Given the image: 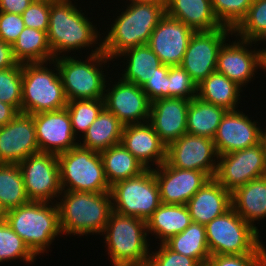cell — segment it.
<instances>
[{
  "label": "cell",
  "instance_id": "obj_12",
  "mask_svg": "<svg viewBox=\"0 0 266 266\" xmlns=\"http://www.w3.org/2000/svg\"><path fill=\"white\" fill-rule=\"evenodd\" d=\"M214 179L227 191L266 176V155L261 144L218 156Z\"/></svg>",
  "mask_w": 266,
  "mask_h": 266
},
{
  "label": "cell",
  "instance_id": "obj_38",
  "mask_svg": "<svg viewBox=\"0 0 266 266\" xmlns=\"http://www.w3.org/2000/svg\"><path fill=\"white\" fill-rule=\"evenodd\" d=\"M266 29V0H253L246 16L233 29L234 36L255 41Z\"/></svg>",
  "mask_w": 266,
  "mask_h": 266
},
{
  "label": "cell",
  "instance_id": "obj_21",
  "mask_svg": "<svg viewBox=\"0 0 266 266\" xmlns=\"http://www.w3.org/2000/svg\"><path fill=\"white\" fill-rule=\"evenodd\" d=\"M257 123L239 109L226 111L213 138L218 156L259 144Z\"/></svg>",
  "mask_w": 266,
  "mask_h": 266
},
{
  "label": "cell",
  "instance_id": "obj_3",
  "mask_svg": "<svg viewBox=\"0 0 266 266\" xmlns=\"http://www.w3.org/2000/svg\"><path fill=\"white\" fill-rule=\"evenodd\" d=\"M95 27L71 0L50 2L47 38L53 57L59 58L61 53L64 56L66 52L80 51L84 47L93 48L98 43L102 45L101 34Z\"/></svg>",
  "mask_w": 266,
  "mask_h": 266
},
{
  "label": "cell",
  "instance_id": "obj_7",
  "mask_svg": "<svg viewBox=\"0 0 266 266\" xmlns=\"http://www.w3.org/2000/svg\"><path fill=\"white\" fill-rule=\"evenodd\" d=\"M22 64L21 112L36 114L66 108V98L59 69L55 60ZM56 71V72H55ZM55 72V73H54Z\"/></svg>",
  "mask_w": 266,
  "mask_h": 266
},
{
  "label": "cell",
  "instance_id": "obj_17",
  "mask_svg": "<svg viewBox=\"0 0 266 266\" xmlns=\"http://www.w3.org/2000/svg\"><path fill=\"white\" fill-rule=\"evenodd\" d=\"M39 152L32 114L19 112L8 124L0 126V163L19 164Z\"/></svg>",
  "mask_w": 266,
  "mask_h": 266
},
{
  "label": "cell",
  "instance_id": "obj_9",
  "mask_svg": "<svg viewBox=\"0 0 266 266\" xmlns=\"http://www.w3.org/2000/svg\"><path fill=\"white\" fill-rule=\"evenodd\" d=\"M62 190L110 192L100 152L80 145L57 155Z\"/></svg>",
  "mask_w": 266,
  "mask_h": 266
},
{
  "label": "cell",
  "instance_id": "obj_28",
  "mask_svg": "<svg viewBox=\"0 0 266 266\" xmlns=\"http://www.w3.org/2000/svg\"><path fill=\"white\" fill-rule=\"evenodd\" d=\"M124 125L115 114L108 111L105 107L98 117L82 135V142L79 145L83 148L101 152L121 143Z\"/></svg>",
  "mask_w": 266,
  "mask_h": 266
},
{
  "label": "cell",
  "instance_id": "obj_27",
  "mask_svg": "<svg viewBox=\"0 0 266 266\" xmlns=\"http://www.w3.org/2000/svg\"><path fill=\"white\" fill-rule=\"evenodd\" d=\"M146 222L147 234H155L162 244L183 232L192 219L186 205L161 204Z\"/></svg>",
  "mask_w": 266,
  "mask_h": 266
},
{
  "label": "cell",
  "instance_id": "obj_15",
  "mask_svg": "<svg viewBox=\"0 0 266 266\" xmlns=\"http://www.w3.org/2000/svg\"><path fill=\"white\" fill-rule=\"evenodd\" d=\"M237 39L239 41L235 40L229 44L226 41L222 45L218 53L216 71L244 87L255 77L258 68L266 71V57L261 49H251V46L256 44L254 41Z\"/></svg>",
  "mask_w": 266,
  "mask_h": 266
},
{
  "label": "cell",
  "instance_id": "obj_34",
  "mask_svg": "<svg viewBox=\"0 0 266 266\" xmlns=\"http://www.w3.org/2000/svg\"><path fill=\"white\" fill-rule=\"evenodd\" d=\"M173 251L194 258L200 265L206 264L210 257L206 239L205 225L192 222L183 232L165 242Z\"/></svg>",
  "mask_w": 266,
  "mask_h": 266
},
{
  "label": "cell",
  "instance_id": "obj_50",
  "mask_svg": "<svg viewBox=\"0 0 266 266\" xmlns=\"http://www.w3.org/2000/svg\"><path fill=\"white\" fill-rule=\"evenodd\" d=\"M260 144H261L262 149L266 155V127H265V129H262V127H260Z\"/></svg>",
  "mask_w": 266,
  "mask_h": 266
},
{
  "label": "cell",
  "instance_id": "obj_6",
  "mask_svg": "<svg viewBox=\"0 0 266 266\" xmlns=\"http://www.w3.org/2000/svg\"><path fill=\"white\" fill-rule=\"evenodd\" d=\"M95 48L86 60L71 55L54 59L68 101L104 98L107 75L102 65L112 60L102 51V45Z\"/></svg>",
  "mask_w": 266,
  "mask_h": 266
},
{
  "label": "cell",
  "instance_id": "obj_53",
  "mask_svg": "<svg viewBox=\"0 0 266 266\" xmlns=\"http://www.w3.org/2000/svg\"><path fill=\"white\" fill-rule=\"evenodd\" d=\"M3 218V214L2 212L0 211V220Z\"/></svg>",
  "mask_w": 266,
  "mask_h": 266
},
{
  "label": "cell",
  "instance_id": "obj_29",
  "mask_svg": "<svg viewBox=\"0 0 266 266\" xmlns=\"http://www.w3.org/2000/svg\"><path fill=\"white\" fill-rule=\"evenodd\" d=\"M242 91V87L217 71L208 75L197 85V97L200 100L222 107L227 111L237 110Z\"/></svg>",
  "mask_w": 266,
  "mask_h": 266
},
{
  "label": "cell",
  "instance_id": "obj_43",
  "mask_svg": "<svg viewBox=\"0 0 266 266\" xmlns=\"http://www.w3.org/2000/svg\"><path fill=\"white\" fill-rule=\"evenodd\" d=\"M49 12V1L33 0L21 14L25 27L47 32L49 28Z\"/></svg>",
  "mask_w": 266,
  "mask_h": 266
},
{
  "label": "cell",
  "instance_id": "obj_1",
  "mask_svg": "<svg viewBox=\"0 0 266 266\" xmlns=\"http://www.w3.org/2000/svg\"><path fill=\"white\" fill-rule=\"evenodd\" d=\"M165 4L131 1L101 41L105 55L111 60L118 59L125 50L148 44L153 30L166 14Z\"/></svg>",
  "mask_w": 266,
  "mask_h": 266
},
{
  "label": "cell",
  "instance_id": "obj_47",
  "mask_svg": "<svg viewBox=\"0 0 266 266\" xmlns=\"http://www.w3.org/2000/svg\"><path fill=\"white\" fill-rule=\"evenodd\" d=\"M18 64L13 54L12 45L0 40V70L12 68Z\"/></svg>",
  "mask_w": 266,
  "mask_h": 266
},
{
  "label": "cell",
  "instance_id": "obj_4",
  "mask_svg": "<svg viewBox=\"0 0 266 266\" xmlns=\"http://www.w3.org/2000/svg\"><path fill=\"white\" fill-rule=\"evenodd\" d=\"M3 218L36 256L47 252L53 240L62 234L54 202L29 201L5 212Z\"/></svg>",
  "mask_w": 266,
  "mask_h": 266
},
{
  "label": "cell",
  "instance_id": "obj_33",
  "mask_svg": "<svg viewBox=\"0 0 266 266\" xmlns=\"http://www.w3.org/2000/svg\"><path fill=\"white\" fill-rule=\"evenodd\" d=\"M12 48L18 63L49 62L55 59L46 31L25 27Z\"/></svg>",
  "mask_w": 266,
  "mask_h": 266
},
{
  "label": "cell",
  "instance_id": "obj_40",
  "mask_svg": "<svg viewBox=\"0 0 266 266\" xmlns=\"http://www.w3.org/2000/svg\"><path fill=\"white\" fill-rule=\"evenodd\" d=\"M252 2L253 0H211L219 22L232 29L246 16Z\"/></svg>",
  "mask_w": 266,
  "mask_h": 266
},
{
  "label": "cell",
  "instance_id": "obj_45",
  "mask_svg": "<svg viewBox=\"0 0 266 266\" xmlns=\"http://www.w3.org/2000/svg\"><path fill=\"white\" fill-rule=\"evenodd\" d=\"M169 65L162 64L158 68V73L147 80L141 87L150 102L160 98L169 97L168 89V70Z\"/></svg>",
  "mask_w": 266,
  "mask_h": 266
},
{
  "label": "cell",
  "instance_id": "obj_37",
  "mask_svg": "<svg viewBox=\"0 0 266 266\" xmlns=\"http://www.w3.org/2000/svg\"><path fill=\"white\" fill-rule=\"evenodd\" d=\"M66 108L69 112L74 135L76 136L80 132L84 135L104 108V99L68 101Z\"/></svg>",
  "mask_w": 266,
  "mask_h": 266
},
{
  "label": "cell",
  "instance_id": "obj_39",
  "mask_svg": "<svg viewBox=\"0 0 266 266\" xmlns=\"http://www.w3.org/2000/svg\"><path fill=\"white\" fill-rule=\"evenodd\" d=\"M0 101L12 105L21 112L22 63L0 70Z\"/></svg>",
  "mask_w": 266,
  "mask_h": 266
},
{
  "label": "cell",
  "instance_id": "obj_19",
  "mask_svg": "<svg viewBox=\"0 0 266 266\" xmlns=\"http://www.w3.org/2000/svg\"><path fill=\"white\" fill-rule=\"evenodd\" d=\"M194 30L165 14L153 30L148 45L164 65H181Z\"/></svg>",
  "mask_w": 266,
  "mask_h": 266
},
{
  "label": "cell",
  "instance_id": "obj_25",
  "mask_svg": "<svg viewBox=\"0 0 266 266\" xmlns=\"http://www.w3.org/2000/svg\"><path fill=\"white\" fill-rule=\"evenodd\" d=\"M166 14L183 22L194 31H210L224 27L217 19L211 0H167Z\"/></svg>",
  "mask_w": 266,
  "mask_h": 266
},
{
  "label": "cell",
  "instance_id": "obj_32",
  "mask_svg": "<svg viewBox=\"0 0 266 266\" xmlns=\"http://www.w3.org/2000/svg\"><path fill=\"white\" fill-rule=\"evenodd\" d=\"M226 109L200 100H190L187 113V134L213 139Z\"/></svg>",
  "mask_w": 266,
  "mask_h": 266
},
{
  "label": "cell",
  "instance_id": "obj_14",
  "mask_svg": "<svg viewBox=\"0 0 266 266\" xmlns=\"http://www.w3.org/2000/svg\"><path fill=\"white\" fill-rule=\"evenodd\" d=\"M218 154L213 139L184 134L166 149V162L175 168L197 170L214 178Z\"/></svg>",
  "mask_w": 266,
  "mask_h": 266
},
{
  "label": "cell",
  "instance_id": "obj_24",
  "mask_svg": "<svg viewBox=\"0 0 266 266\" xmlns=\"http://www.w3.org/2000/svg\"><path fill=\"white\" fill-rule=\"evenodd\" d=\"M186 206L192 222L206 225L232 207L231 193L211 178L194 194Z\"/></svg>",
  "mask_w": 266,
  "mask_h": 266
},
{
  "label": "cell",
  "instance_id": "obj_11",
  "mask_svg": "<svg viewBox=\"0 0 266 266\" xmlns=\"http://www.w3.org/2000/svg\"><path fill=\"white\" fill-rule=\"evenodd\" d=\"M29 201L53 202L62 193L57 155L39 152L19 164Z\"/></svg>",
  "mask_w": 266,
  "mask_h": 266
},
{
  "label": "cell",
  "instance_id": "obj_31",
  "mask_svg": "<svg viewBox=\"0 0 266 266\" xmlns=\"http://www.w3.org/2000/svg\"><path fill=\"white\" fill-rule=\"evenodd\" d=\"M106 180L110 187L118 181L136 177L146 170L122 143L100 152Z\"/></svg>",
  "mask_w": 266,
  "mask_h": 266
},
{
  "label": "cell",
  "instance_id": "obj_51",
  "mask_svg": "<svg viewBox=\"0 0 266 266\" xmlns=\"http://www.w3.org/2000/svg\"><path fill=\"white\" fill-rule=\"evenodd\" d=\"M258 41L260 42H265L266 41V29L264 30V32L254 41L255 43H258ZM262 54L266 57V48L261 50Z\"/></svg>",
  "mask_w": 266,
  "mask_h": 266
},
{
  "label": "cell",
  "instance_id": "obj_16",
  "mask_svg": "<svg viewBox=\"0 0 266 266\" xmlns=\"http://www.w3.org/2000/svg\"><path fill=\"white\" fill-rule=\"evenodd\" d=\"M162 204L186 205L211 177L202 171L175 168L166 161L152 168Z\"/></svg>",
  "mask_w": 266,
  "mask_h": 266
},
{
  "label": "cell",
  "instance_id": "obj_10",
  "mask_svg": "<svg viewBox=\"0 0 266 266\" xmlns=\"http://www.w3.org/2000/svg\"><path fill=\"white\" fill-rule=\"evenodd\" d=\"M110 194L115 213L145 221L162 204L152 168L136 177L118 181L110 187Z\"/></svg>",
  "mask_w": 266,
  "mask_h": 266
},
{
  "label": "cell",
  "instance_id": "obj_23",
  "mask_svg": "<svg viewBox=\"0 0 266 266\" xmlns=\"http://www.w3.org/2000/svg\"><path fill=\"white\" fill-rule=\"evenodd\" d=\"M121 143L146 169L166 161L167 146L149 122L124 126Z\"/></svg>",
  "mask_w": 266,
  "mask_h": 266
},
{
  "label": "cell",
  "instance_id": "obj_36",
  "mask_svg": "<svg viewBox=\"0 0 266 266\" xmlns=\"http://www.w3.org/2000/svg\"><path fill=\"white\" fill-rule=\"evenodd\" d=\"M36 255L29 249L23 239L15 233L8 223L2 218L0 220V262L12 260H23L34 263Z\"/></svg>",
  "mask_w": 266,
  "mask_h": 266
},
{
  "label": "cell",
  "instance_id": "obj_30",
  "mask_svg": "<svg viewBox=\"0 0 266 266\" xmlns=\"http://www.w3.org/2000/svg\"><path fill=\"white\" fill-rule=\"evenodd\" d=\"M126 59V68L120 77L123 81L134 83L142 87L147 80L158 73L162 65L160 58L151 50L148 44L130 48L121 53L118 57Z\"/></svg>",
  "mask_w": 266,
  "mask_h": 266
},
{
  "label": "cell",
  "instance_id": "obj_35",
  "mask_svg": "<svg viewBox=\"0 0 266 266\" xmlns=\"http://www.w3.org/2000/svg\"><path fill=\"white\" fill-rule=\"evenodd\" d=\"M28 202L19 165L0 163V211L2 214Z\"/></svg>",
  "mask_w": 266,
  "mask_h": 266
},
{
  "label": "cell",
  "instance_id": "obj_26",
  "mask_svg": "<svg viewBox=\"0 0 266 266\" xmlns=\"http://www.w3.org/2000/svg\"><path fill=\"white\" fill-rule=\"evenodd\" d=\"M232 208L258 232L254 224L266 218V176L254 179L231 193Z\"/></svg>",
  "mask_w": 266,
  "mask_h": 266
},
{
  "label": "cell",
  "instance_id": "obj_18",
  "mask_svg": "<svg viewBox=\"0 0 266 266\" xmlns=\"http://www.w3.org/2000/svg\"><path fill=\"white\" fill-rule=\"evenodd\" d=\"M114 83L111 89L105 87L104 107L124 126L148 122L151 102L142 88L121 78Z\"/></svg>",
  "mask_w": 266,
  "mask_h": 266
},
{
  "label": "cell",
  "instance_id": "obj_49",
  "mask_svg": "<svg viewBox=\"0 0 266 266\" xmlns=\"http://www.w3.org/2000/svg\"><path fill=\"white\" fill-rule=\"evenodd\" d=\"M18 113L12 105L0 101V126L8 124Z\"/></svg>",
  "mask_w": 266,
  "mask_h": 266
},
{
  "label": "cell",
  "instance_id": "obj_44",
  "mask_svg": "<svg viewBox=\"0 0 266 266\" xmlns=\"http://www.w3.org/2000/svg\"><path fill=\"white\" fill-rule=\"evenodd\" d=\"M207 266H266V253L210 255Z\"/></svg>",
  "mask_w": 266,
  "mask_h": 266
},
{
  "label": "cell",
  "instance_id": "obj_20",
  "mask_svg": "<svg viewBox=\"0 0 266 266\" xmlns=\"http://www.w3.org/2000/svg\"><path fill=\"white\" fill-rule=\"evenodd\" d=\"M32 116L40 152L58 155L79 145L67 108Z\"/></svg>",
  "mask_w": 266,
  "mask_h": 266
},
{
  "label": "cell",
  "instance_id": "obj_46",
  "mask_svg": "<svg viewBox=\"0 0 266 266\" xmlns=\"http://www.w3.org/2000/svg\"><path fill=\"white\" fill-rule=\"evenodd\" d=\"M24 28L20 14L0 11V40L13 45Z\"/></svg>",
  "mask_w": 266,
  "mask_h": 266
},
{
  "label": "cell",
  "instance_id": "obj_2",
  "mask_svg": "<svg viewBox=\"0 0 266 266\" xmlns=\"http://www.w3.org/2000/svg\"><path fill=\"white\" fill-rule=\"evenodd\" d=\"M56 201L62 234L94 235L104 231L113 212L110 192L65 191Z\"/></svg>",
  "mask_w": 266,
  "mask_h": 266
},
{
  "label": "cell",
  "instance_id": "obj_13",
  "mask_svg": "<svg viewBox=\"0 0 266 266\" xmlns=\"http://www.w3.org/2000/svg\"><path fill=\"white\" fill-rule=\"evenodd\" d=\"M234 35L227 26L210 31H195L192 35L181 66L200 84L208 75L216 71L218 53L226 39Z\"/></svg>",
  "mask_w": 266,
  "mask_h": 266
},
{
  "label": "cell",
  "instance_id": "obj_48",
  "mask_svg": "<svg viewBox=\"0 0 266 266\" xmlns=\"http://www.w3.org/2000/svg\"><path fill=\"white\" fill-rule=\"evenodd\" d=\"M33 0H0V11L22 14Z\"/></svg>",
  "mask_w": 266,
  "mask_h": 266
},
{
  "label": "cell",
  "instance_id": "obj_5",
  "mask_svg": "<svg viewBox=\"0 0 266 266\" xmlns=\"http://www.w3.org/2000/svg\"><path fill=\"white\" fill-rule=\"evenodd\" d=\"M104 234V235H103ZM113 266H145L150 255L147 222L111 213L102 232Z\"/></svg>",
  "mask_w": 266,
  "mask_h": 266
},
{
  "label": "cell",
  "instance_id": "obj_42",
  "mask_svg": "<svg viewBox=\"0 0 266 266\" xmlns=\"http://www.w3.org/2000/svg\"><path fill=\"white\" fill-rule=\"evenodd\" d=\"M158 251L150 253L145 266H201L194 258L179 254L162 243Z\"/></svg>",
  "mask_w": 266,
  "mask_h": 266
},
{
  "label": "cell",
  "instance_id": "obj_41",
  "mask_svg": "<svg viewBox=\"0 0 266 266\" xmlns=\"http://www.w3.org/2000/svg\"><path fill=\"white\" fill-rule=\"evenodd\" d=\"M168 89L171 98L192 100L197 97V85L181 65L169 67Z\"/></svg>",
  "mask_w": 266,
  "mask_h": 266
},
{
  "label": "cell",
  "instance_id": "obj_22",
  "mask_svg": "<svg viewBox=\"0 0 266 266\" xmlns=\"http://www.w3.org/2000/svg\"><path fill=\"white\" fill-rule=\"evenodd\" d=\"M189 103V99L174 97L151 102L148 122L166 146L187 133Z\"/></svg>",
  "mask_w": 266,
  "mask_h": 266
},
{
  "label": "cell",
  "instance_id": "obj_54",
  "mask_svg": "<svg viewBox=\"0 0 266 266\" xmlns=\"http://www.w3.org/2000/svg\"><path fill=\"white\" fill-rule=\"evenodd\" d=\"M43 1L53 2V1H58V0H43Z\"/></svg>",
  "mask_w": 266,
  "mask_h": 266
},
{
  "label": "cell",
  "instance_id": "obj_52",
  "mask_svg": "<svg viewBox=\"0 0 266 266\" xmlns=\"http://www.w3.org/2000/svg\"><path fill=\"white\" fill-rule=\"evenodd\" d=\"M131 1H136V2H166L167 0H129Z\"/></svg>",
  "mask_w": 266,
  "mask_h": 266
},
{
  "label": "cell",
  "instance_id": "obj_8",
  "mask_svg": "<svg viewBox=\"0 0 266 266\" xmlns=\"http://www.w3.org/2000/svg\"><path fill=\"white\" fill-rule=\"evenodd\" d=\"M211 255L266 253L259 232L231 207L205 225Z\"/></svg>",
  "mask_w": 266,
  "mask_h": 266
}]
</instances>
